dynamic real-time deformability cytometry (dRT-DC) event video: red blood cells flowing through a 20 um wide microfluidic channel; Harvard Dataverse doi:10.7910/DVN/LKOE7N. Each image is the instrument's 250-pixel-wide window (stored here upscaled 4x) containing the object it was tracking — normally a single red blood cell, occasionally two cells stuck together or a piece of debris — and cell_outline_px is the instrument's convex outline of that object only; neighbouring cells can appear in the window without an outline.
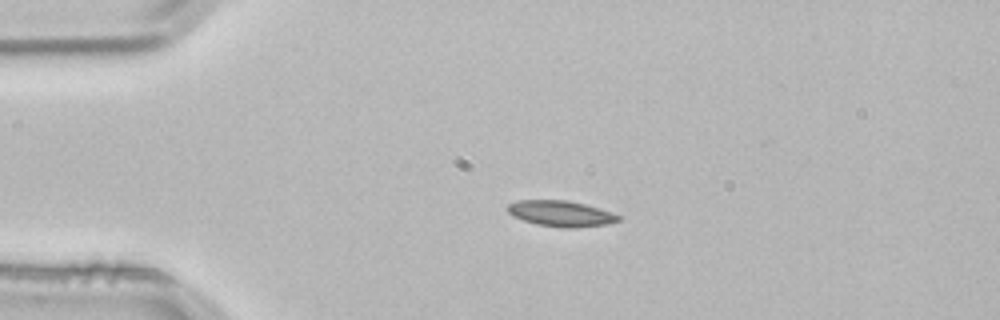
{"species": "common noctule bat (a hibernating species)", "species_latin": "Nyctalus noctula", "temperature_condition": "room temperature", "stored_images_in_passage": 3, "camera_frame_rate_fps": 3000, "um_per_image_px": 0.085, "animal": {"sex": "male", "body_mass_g": 21.5, "forearm_length_mm": 52.0}, "frame": {"image": 1, "passage_image": 1, "time_ms": 0.0, "image_size_px": [1000, 320], "cell_outline_px": [[620, 220], [608, 224], [576, 228], [564, 228], [536, 224], [512, 216], [508, 212], [508, 204], [516, 200], [568, 200], [584, 204], [612, 212], [620, 216]], "centroid_in_image_um": [47.67, 18.15], "position_along_channel_um": 37.3, "area_um2": 16.7}}
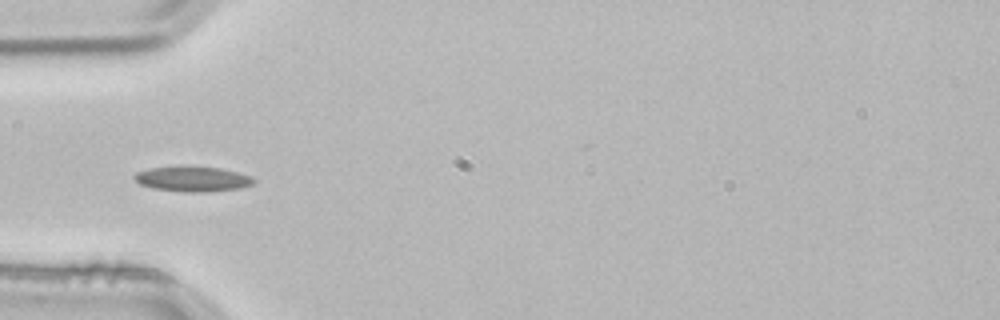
{"frame": {"image": 2, "passage_image": 2, "time_ms": 0.333, "image_size_px": [1000, 320], "cell_outline_px": [[256, 180], [252, 184], [240, 188], [208, 192], [184, 192], [152, 188], [140, 184], [132, 176], [136, 172], [148, 168], [180, 164], [184, 164], [220, 168], [252, 176]], "centroid_in_image_um": [16.33, 15.18], "position_along_channel_um": 68.7, "area_um2": 18.09}}